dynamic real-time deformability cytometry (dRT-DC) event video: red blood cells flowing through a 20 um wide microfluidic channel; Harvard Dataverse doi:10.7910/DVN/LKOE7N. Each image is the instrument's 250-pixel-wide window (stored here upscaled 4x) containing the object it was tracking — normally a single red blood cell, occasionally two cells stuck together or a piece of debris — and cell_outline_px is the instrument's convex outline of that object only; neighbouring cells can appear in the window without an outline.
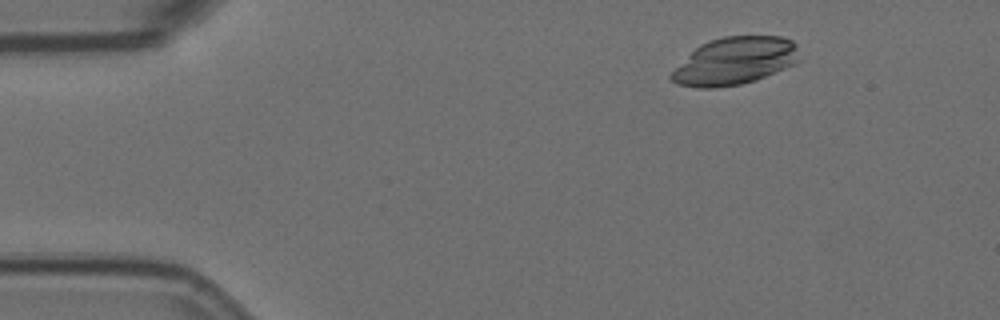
{"species": "Egyptian fruit bat (a non-hibernating species)", "species_latin": "Rousettus aegyptiacus", "temperature_condition": "room temperature", "stored_images_in_passage": 4, "camera_frame_rate_fps": 3000, "um_per_image_px": 0.085, "animal": {"sex": "female"}, "frame": {"image": 1, "passage_image": 2, "time_ms": 0.333, "image_size_px": [1000, 320], "cell_outline_px": [[800, 60], [784, 68], [756, 80], [740, 84], [716, 88], [700, 88], [676, 84], [668, 76], [700, 44], [708, 40], [724, 36], [780, 36], [792, 40], [796, 44]], "centroid_in_image_um": [62.46, 5.18], "position_along_channel_um": 22.5, "area_um2": 35.2}}